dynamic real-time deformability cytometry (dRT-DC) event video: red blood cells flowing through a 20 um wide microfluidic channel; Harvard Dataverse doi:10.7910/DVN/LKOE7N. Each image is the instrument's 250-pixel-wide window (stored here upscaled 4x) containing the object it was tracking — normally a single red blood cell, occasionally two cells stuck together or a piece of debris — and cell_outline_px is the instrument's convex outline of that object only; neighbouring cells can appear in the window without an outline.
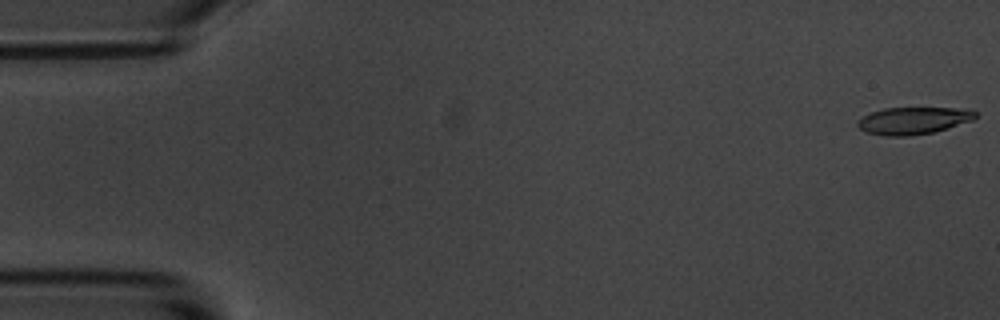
{"species": "common noctule bat (a hibernating species)", "species_latin": "Nyctalus noctula", "temperature_condition": "room temperature", "stored_images_in_passage": 55, "camera_frame_rate_fps": 3000, "um_per_image_px": 0.085, "animal": {"sex": "male", "body_mass_g": 20.1, "forearm_length_mm": 53.5}, "frame": {"image": 1, "passage_image": 1, "time_ms": 0.0, "image_size_px": [1000, 320], "cell_outline_px": [[976, 116], [972, 120], [932, 132], [908, 136], [884, 136], [868, 132], [860, 128], [856, 124], [856, 120], [872, 112], [884, 108], [968, 108], [976, 112]], "centroid_in_image_um": [77.61, 10.24], "position_along_channel_um": 7.4, "area_um2": 18.44}}
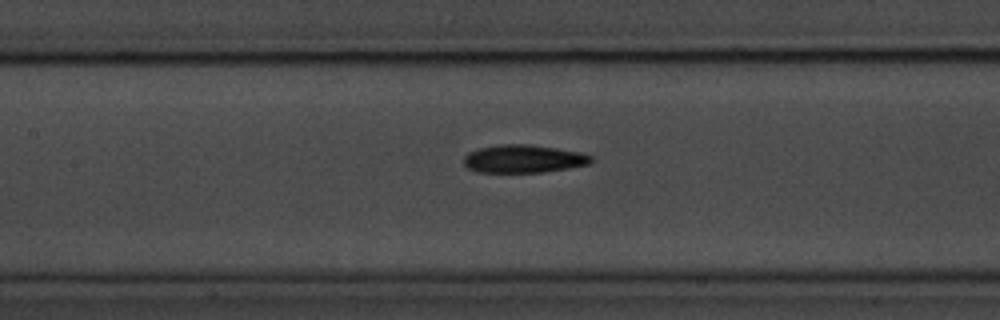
{"frame": {"image": 2, "passage_image": 25, "time_ms": 8.0, "image_size_px": [1000, 320], "cell_outline_px": [[592, 160], [588, 164], [568, 168], [544, 172], [480, 172], [468, 168], [464, 164], [464, 156], [468, 152], [480, 148], [500, 144], [532, 144], [580, 152], [592, 156]], "centroid_in_image_um": [44.49, 13.49], "position_along_channel_um": 162.9, "area_um2": 20.69}}
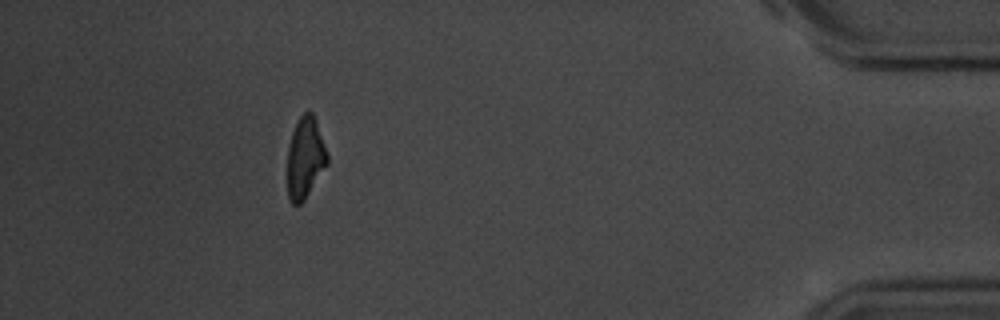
{"frame": {"image": 3, "passage_image": 50, "time_ms": 16.333, "image_size_px": [1000, 320], "cell_outline_px": [[328, 164], [304, 200], [300, 204], [292, 204], [288, 196], [288, 148], [292, 132], [300, 116], [304, 112], [312, 112], [316, 120], [328, 156]], "centroid_in_image_um": [25.94, 13.42], "position_along_channel_um": 409.3, "area_um2": 18.67}, "authors_computed_cell_mechanics": {"area_um2": 20.1144, "velocity_mm_per_s": 3.641, "shape_relaxation_time_tau1_ms": 2.7766, "shape_relaxation_time_tau2_ms": 8.1892, "deformation_change_tau1": 0.1309, "deformation_change_tau2": 0.1812}}